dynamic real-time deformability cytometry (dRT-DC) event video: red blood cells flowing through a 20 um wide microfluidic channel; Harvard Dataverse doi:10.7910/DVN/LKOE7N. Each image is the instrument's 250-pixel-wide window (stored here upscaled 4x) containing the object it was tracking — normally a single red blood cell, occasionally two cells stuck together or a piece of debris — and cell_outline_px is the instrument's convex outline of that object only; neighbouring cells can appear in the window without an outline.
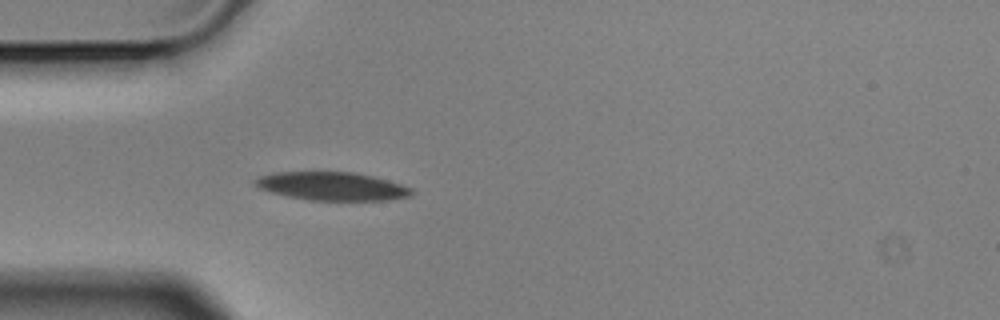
{"species": "Egyptian fruit bat (a non-hibernating species)", "species_latin": "Rousettus aegyptiacus", "temperature_condition": "cold", "stored_images_in_passage": 3, "camera_frame_rate_fps": 3000, "um_per_image_px": 0.085, "animal": {"sex": "male"}, "frame": {"image": 1, "passage_image": 3, "time_ms": 0.667, "image_size_px": [1000, 320], "cell_outline_px": [[416, 192], [412, 196], [388, 200], [308, 200], [288, 196], [272, 192], [260, 188], [252, 180], [260, 176], [276, 172], [356, 172], [388, 180], [412, 188]], "centroid_in_image_um": [28.27, 15.83], "position_along_channel_um": 56.7, "area_um2": 25.78}}